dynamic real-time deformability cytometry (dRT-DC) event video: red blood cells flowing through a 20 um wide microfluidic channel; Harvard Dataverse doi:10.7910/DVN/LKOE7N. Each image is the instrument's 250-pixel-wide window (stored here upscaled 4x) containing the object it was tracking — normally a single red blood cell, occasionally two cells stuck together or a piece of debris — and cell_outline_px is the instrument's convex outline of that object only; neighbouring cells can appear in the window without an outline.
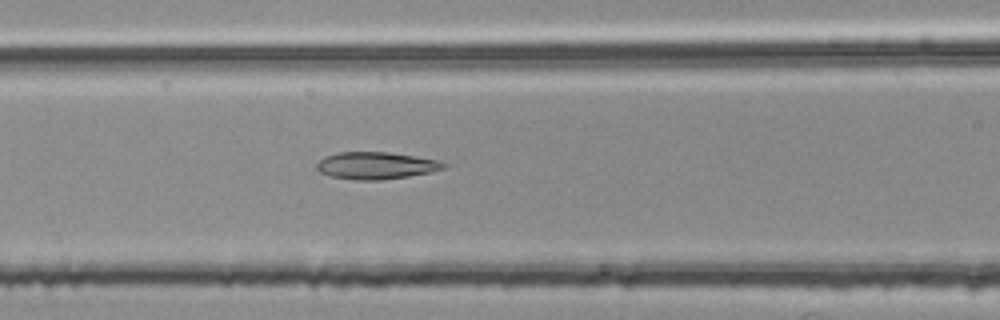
{"species": "common noctule bat (a hibernating species)", "species_latin": "Nyctalus noctula", "temperature_condition": "room temperature", "stored_images_in_passage": 33, "camera_frame_rate_fps": 3000, "um_per_image_px": 0.085, "animal": {"sex": "female", "body_mass_g": 25.1}, "frame": {"image": 1, "passage_image": 9, "time_ms": 2.667, "image_size_px": [1000, 320], "cell_outline_px": [[448, 164], [444, 168], [432, 172], [408, 176], [380, 180], [356, 180], [328, 176], [320, 172], [316, 168], [316, 164], [324, 156], [336, 152], [388, 152], [440, 160]], "centroid_in_image_um": [31.95, 14.07], "position_along_channel_um": 134.7, "area_um2": 20.23}}
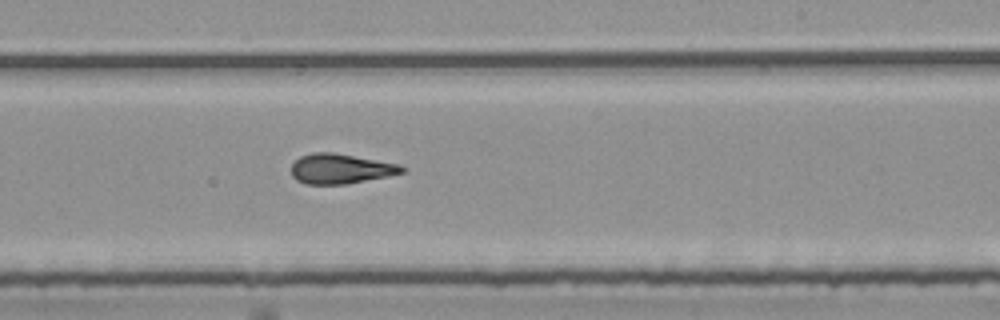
{"frame": {"image": 2, "passage_image": 19, "time_ms": 6.0, "image_size_px": [1000, 320], "cell_outline_px": [[404, 172], [388, 176], [348, 184], [304, 184], [296, 180], [292, 176], [292, 164], [300, 156], [312, 152], [332, 152], [400, 164], [404, 168]], "centroid_in_image_um": [28.93, 14.35], "position_along_channel_um": 260.1, "area_um2": 19.31}}
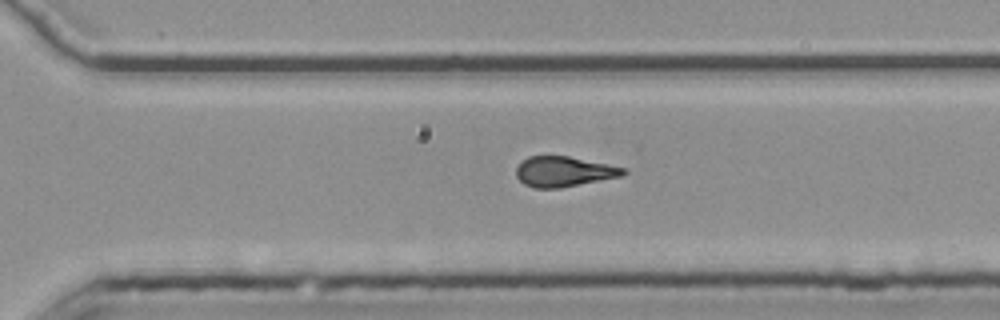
{"frame": {"image": 3, "passage_image": 24, "time_ms": 7.667, "image_size_px": [1000, 320], "cell_outline_px": [[628, 172], [620, 176], [560, 188], [532, 188], [524, 184], [516, 176], [516, 168], [528, 156], [568, 156], [624, 168]], "centroid_in_image_um": [47.88, 14.59], "position_along_channel_um": 322.7, "area_um2": 18.55}, "authors_computed_cell_mechanics": {"area_um2": 19.5942, "velocity_mm_per_s": 3.7646, "shape_relaxation_time_tau1_ms": 7.716, "shape_relaxation_time_tau2_ms": 2.4635, "deformation_change_tau1": 0.2017, "deformation_change_tau2": 0.1249}}